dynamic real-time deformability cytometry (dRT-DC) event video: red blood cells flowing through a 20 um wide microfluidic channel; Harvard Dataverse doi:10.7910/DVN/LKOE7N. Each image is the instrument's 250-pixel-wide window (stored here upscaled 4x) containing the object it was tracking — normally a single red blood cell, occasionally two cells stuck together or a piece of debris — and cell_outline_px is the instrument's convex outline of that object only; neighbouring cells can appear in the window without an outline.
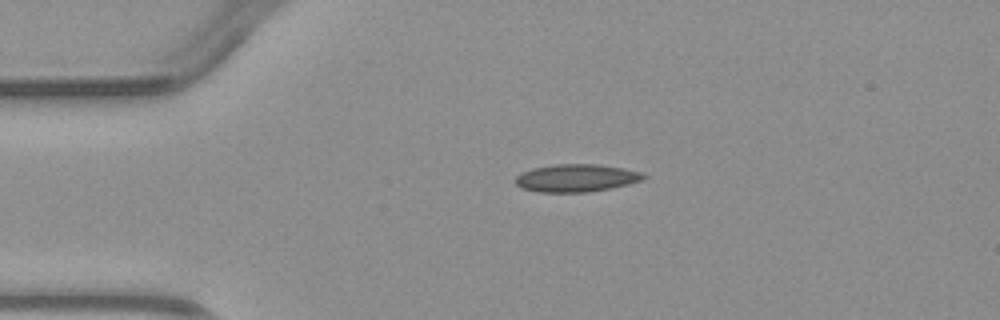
{"species": "common noctule bat (a hibernating species)", "species_latin": "Nyctalus noctula", "temperature_condition": "warm", "stored_images_in_passage": 3, "segment_of_instrument_passage": [1, 2], "camera_frame_rate_fps": 3000, "um_per_image_px": 0.085, "animal": {"sex": "male", "body_mass_g": 23.1, "forearm_length_mm": 52.7}, "frame": {"image": 1, "passage_image": 1, "time_ms": 0.0, "image_size_px": [1000, 320], "cell_outline_px": [[648, 176], [640, 180], [628, 184], [612, 188], [588, 192], [536, 192], [524, 188], [516, 184], [516, 176], [532, 168], [552, 164], [596, 164], [624, 168], [640, 172]], "centroid_in_image_um": [48.99, 15.13], "position_along_channel_um": 36.0, "area_um2": 20.58}}